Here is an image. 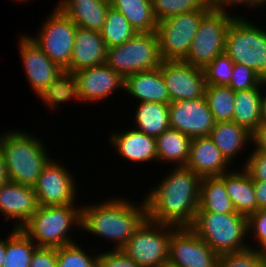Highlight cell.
Segmentation results:
<instances>
[{
    "label": "cell",
    "instance_id": "20",
    "mask_svg": "<svg viewBox=\"0 0 266 267\" xmlns=\"http://www.w3.org/2000/svg\"><path fill=\"white\" fill-rule=\"evenodd\" d=\"M235 166L224 157L209 136L191 139L186 167L201 178L219 177Z\"/></svg>",
    "mask_w": 266,
    "mask_h": 267
},
{
    "label": "cell",
    "instance_id": "38",
    "mask_svg": "<svg viewBox=\"0 0 266 267\" xmlns=\"http://www.w3.org/2000/svg\"><path fill=\"white\" fill-rule=\"evenodd\" d=\"M266 262L256 249L219 255L216 267H265Z\"/></svg>",
    "mask_w": 266,
    "mask_h": 267
},
{
    "label": "cell",
    "instance_id": "46",
    "mask_svg": "<svg viewBox=\"0 0 266 267\" xmlns=\"http://www.w3.org/2000/svg\"><path fill=\"white\" fill-rule=\"evenodd\" d=\"M253 186L258 209H266V181L253 180Z\"/></svg>",
    "mask_w": 266,
    "mask_h": 267
},
{
    "label": "cell",
    "instance_id": "25",
    "mask_svg": "<svg viewBox=\"0 0 266 267\" xmlns=\"http://www.w3.org/2000/svg\"><path fill=\"white\" fill-rule=\"evenodd\" d=\"M219 178L224 182L236 212L246 217L258 211L253 180L243 167H233Z\"/></svg>",
    "mask_w": 266,
    "mask_h": 267
},
{
    "label": "cell",
    "instance_id": "39",
    "mask_svg": "<svg viewBox=\"0 0 266 267\" xmlns=\"http://www.w3.org/2000/svg\"><path fill=\"white\" fill-rule=\"evenodd\" d=\"M262 79L245 64L234 63L229 87L234 91L262 87Z\"/></svg>",
    "mask_w": 266,
    "mask_h": 267
},
{
    "label": "cell",
    "instance_id": "26",
    "mask_svg": "<svg viewBox=\"0 0 266 267\" xmlns=\"http://www.w3.org/2000/svg\"><path fill=\"white\" fill-rule=\"evenodd\" d=\"M133 128L157 138L170 129L169 105L154 102H138L134 106ZM137 107V108H136ZM136 109V111H135Z\"/></svg>",
    "mask_w": 266,
    "mask_h": 267
},
{
    "label": "cell",
    "instance_id": "4",
    "mask_svg": "<svg viewBox=\"0 0 266 267\" xmlns=\"http://www.w3.org/2000/svg\"><path fill=\"white\" fill-rule=\"evenodd\" d=\"M81 207L82 204L38 206L21 230L38 247L70 245L78 241L74 239L72 230H81Z\"/></svg>",
    "mask_w": 266,
    "mask_h": 267
},
{
    "label": "cell",
    "instance_id": "22",
    "mask_svg": "<svg viewBox=\"0 0 266 267\" xmlns=\"http://www.w3.org/2000/svg\"><path fill=\"white\" fill-rule=\"evenodd\" d=\"M128 99L133 98L136 102H154L168 104L171 102L165 80L160 68L137 72L125 78L124 93Z\"/></svg>",
    "mask_w": 266,
    "mask_h": 267
},
{
    "label": "cell",
    "instance_id": "31",
    "mask_svg": "<svg viewBox=\"0 0 266 267\" xmlns=\"http://www.w3.org/2000/svg\"><path fill=\"white\" fill-rule=\"evenodd\" d=\"M110 5L122 13L137 33H152L157 30L151 0H110Z\"/></svg>",
    "mask_w": 266,
    "mask_h": 267
},
{
    "label": "cell",
    "instance_id": "50",
    "mask_svg": "<svg viewBox=\"0 0 266 267\" xmlns=\"http://www.w3.org/2000/svg\"><path fill=\"white\" fill-rule=\"evenodd\" d=\"M212 8L225 9V0H205Z\"/></svg>",
    "mask_w": 266,
    "mask_h": 267
},
{
    "label": "cell",
    "instance_id": "34",
    "mask_svg": "<svg viewBox=\"0 0 266 267\" xmlns=\"http://www.w3.org/2000/svg\"><path fill=\"white\" fill-rule=\"evenodd\" d=\"M100 33L106 47L109 48L123 44L137 32L122 13L110 6Z\"/></svg>",
    "mask_w": 266,
    "mask_h": 267
},
{
    "label": "cell",
    "instance_id": "16",
    "mask_svg": "<svg viewBox=\"0 0 266 267\" xmlns=\"http://www.w3.org/2000/svg\"><path fill=\"white\" fill-rule=\"evenodd\" d=\"M19 35L18 51L22 62V69L30 84L31 91L37 96L41 93L64 69L53 62L28 36Z\"/></svg>",
    "mask_w": 266,
    "mask_h": 267
},
{
    "label": "cell",
    "instance_id": "27",
    "mask_svg": "<svg viewBox=\"0 0 266 267\" xmlns=\"http://www.w3.org/2000/svg\"><path fill=\"white\" fill-rule=\"evenodd\" d=\"M191 138L175 129H168L156 138L157 163L172 165V167L186 166Z\"/></svg>",
    "mask_w": 266,
    "mask_h": 267
},
{
    "label": "cell",
    "instance_id": "13",
    "mask_svg": "<svg viewBox=\"0 0 266 267\" xmlns=\"http://www.w3.org/2000/svg\"><path fill=\"white\" fill-rule=\"evenodd\" d=\"M219 255L189 227L172 234L167 265L170 267H216Z\"/></svg>",
    "mask_w": 266,
    "mask_h": 267
},
{
    "label": "cell",
    "instance_id": "2",
    "mask_svg": "<svg viewBox=\"0 0 266 267\" xmlns=\"http://www.w3.org/2000/svg\"><path fill=\"white\" fill-rule=\"evenodd\" d=\"M118 195V196H117ZM93 202H81V233L84 231L96 238L113 244L110 249H121L140 225L147 219L144 197L137 201L117 194ZM122 195V196H121ZM113 197V198H112ZM102 201V202H101ZM137 203V204H136ZM86 204V205H85ZM115 244V245H114Z\"/></svg>",
    "mask_w": 266,
    "mask_h": 267
},
{
    "label": "cell",
    "instance_id": "29",
    "mask_svg": "<svg viewBox=\"0 0 266 267\" xmlns=\"http://www.w3.org/2000/svg\"><path fill=\"white\" fill-rule=\"evenodd\" d=\"M233 122L253 133L262 122V87L238 90Z\"/></svg>",
    "mask_w": 266,
    "mask_h": 267
},
{
    "label": "cell",
    "instance_id": "30",
    "mask_svg": "<svg viewBox=\"0 0 266 267\" xmlns=\"http://www.w3.org/2000/svg\"><path fill=\"white\" fill-rule=\"evenodd\" d=\"M197 211L238 213L227 193L224 182L219 177L201 178Z\"/></svg>",
    "mask_w": 266,
    "mask_h": 267
},
{
    "label": "cell",
    "instance_id": "36",
    "mask_svg": "<svg viewBox=\"0 0 266 267\" xmlns=\"http://www.w3.org/2000/svg\"><path fill=\"white\" fill-rule=\"evenodd\" d=\"M157 22L168 17L199 9H212L205 0H151Z\"/></svg>",
    "mask_w": 266,
    "mask_h": 267
},
{
    "label": "cell",
    "instance_id": "15",
    "mask_svg": "<svg viewBox=\"0 0 266 267\" xmlns=\"http://www.w3.org/2000/svg\"><path fill=\"white\" fill-rule=\"evenodd\" d=\"M169 123L172 129L192 139L209 136L215 121L204 96L193 100L171 101Z\"/></svg>",
    "mask_w": 266,
    "mask_h": 267
},
{
    "label": "cell",
    "instance_id": "11",
    "mask_svg": "<svg viewBox=\"0 0 266 267\" xmlns=\"http://www.w3.org/2000/svg\"><path fill=\"white\" fill-rule=\"evenodd\" d=\"M35 35H29L41 50L62 69L71 60L77 25L58 7H52Z\"/></svg>",
    "mask_w": 266,
    "mask_h": 267
},
{
    "label": "cell",
    "instance_id": "40",
    "mask_svg": "<svg viewBox=\"0 0 266 267\" xmlns=\"http://www.w3.org/2000/svg\"><path fill=\"white\" fill-rule=\"evenodd\" d=\"M247 228L249 248L256 249L266 240V209H259L249 215L247 217Z\"/></svg>",
    "mask_w": 266,
    "mask_h": 267
},
{
    "label": "cell",
    "instance_id": "8",
    "mask_svg": "<svg viewBox=\"0 0 266 267\" xmlns=\"http://www.w3.org/2000/svg\"><path fill=\"white\" fill-rule=\"evenodd\" d=\"M237 15L235 9L212 8L201 19L189 53L183 61L204 69L218 55L222 54L225 50L228 27Z\"/></svg>",
    "mask_w": 266,
    "mask_h": 267
},
{
    "label": "cell",
    "instance_id": "23",
    "mask_svg": "<svg viewBox=\"0 0 266 267\" xmlns=\"http://www.w3.org/2000/svg\"><path fill=\"white\" fill-rule=\"evenodd\" d=\"M54 6L78 27L101 32L111 5L106 0H59Z\"/></svg>",
    "mask_w": 266,
    "mask_h": 267
},
{
    "label": "cell",
    "instance_id": "9",
    "mask_svg": "<svg viewBox=\"0 0 266 267\" xmlns=\"http://www.w3.org/2000/svg\"><path fill=\"white\" fill-rule=\"evenodd\" d=\"M177 228L146 219L121 250L140 267L166 266L171 234Z\"/></svg>",
    "mask_w": 266,
    "mask_h": 267
},
{
    "label": "cell",
    "instance_id": "18",
    "mask_svg": "<svg viewBox=\"0 0 266 267\" xmlns=\"http://www.w3.org/2000/svg\"><path fill=\"white\" fill-rule=\"evenodd\" d=\"M129 129H111V134H108V143L110 146L112 145L117 156H120L119 159L122 158L125 162H130L129 164L144 163V165H148V163L153 164V162L157 164L156 138L131 126Z\"/></svg>",
    "mask_w": 266,
    "mask_h": 267
},
{
    "label": "cell",
    "instance_id": "12",
    "mask_svg": "<svg viewBox=\"0 0 266 267\" xmlns=\"http://www.w3.org/2000/svg\"><path fill=\"white\" fill-rule=\"evenodd\" d=\"M52 157L43 167L35 184L34 192L38 206L79 204L77 176L69 171L66 164ZM74 175V176H73ZM77 182V183H76ZM77 202V203H76Z\"/></svg>",
    "mask_w": 266,
    "mask_h": 267
},
{
    "label": "cell",
    "instance_id": "7",
    "mask_svg": "<svg viewBox=\"0 0 266 267\" xmlns=\"http://www.w3.org/2000/svg\"><path fill=\"white\" fill-rule=\"evenodd\" d=\"M156 32L136 33L121 45L107 48L106 64L124 79L159 68L162 62Z\"/></svg>",
    "mask_w": 266,
    "mask_h": 267
},
{
    "label": "cell",
    "instance_id": "14",
    "mask_svg": "<svg viewBox=\"0 0 266 267\" xmlns=\"http://www.w3.org/2000/svg\"><path fill=\"white\" fill-rule=\"evenodd\" d=\"M171 101L204 97V70L185 61L163 60L159 66Z\"/></svg>",
    "mask_w": 266,
    "mask_h": 267
},
{
    "label": "cell",
    "instance_id": "47",
    "mask_svg": "<svg viewBox=\"0 0 266 267\" xmlns=\"http://www.w3.org/2000/svg\"><path fill=\"white\" fill-rule=\"evenodd\" d=\"M9 176L7 174V165L5 162V156L0 148V188L7 182H9Z\"/></svg>",
    "mask_w": 266,
    "mask_h": 267
},
{
    "label": "cell",
    "instance_id": "6",
    "mask_svg": "<svg viewBox=\"0 0 266 267\" xmlns=\"http://www.w3.org/2000/svg\"><path fill=\"white\" fill-rule=\"evenodd\" d=\"M239 14L228 27L224 52L234 63L247 65L266 81V26L263 29L256 20L250 21L245 12Z\"/></svg>",
    "mask_w": 266,
    "mask_h": 267
},
{
    "label": "cell",
    "instance_id": "24",
    "mask_svg": "<svg viewBox=\"0 0 266 267\" xmlns=\"http://www.w3.org/2000/svg\"><path fill=\"white\" fill-rule=\"evenodd\" d=\"M209 137L232 165L240 160L237 157L244 154L243 151L252 148V133L233 121L215 122Z\"/></svg>",
    "mask_w": 266,
    "mask_h": 267
},
{
    "label": "cell",
    "instance_id": "51",
    "mask_svg": "<svg viewBox=\"0 0 266 267\" xmlns=\"http://www.w3.org/2000/svg\"><path fill=\"white\" fill-rule=\"evenodd\" d=\"M256 251L266 262V240H264L257 248Z\"/></svg>",
    "mask_w": 266,
    "mask_h": 267
},
{
    "label": "cell",
    "instance_id": "45",
    "mask_svg": "<svg viewBox=\"0 0 266 267\" xmlns=\"http://www.w3.org/2000/svg\"><path fill=\"white\" fill-rule=\"evenodd\" d=\"M254 150L266 152V122H261L252 133V146Z\"/></svg>",
    "mask_w": 266,
    "mask_h": 267
},
{
    "label": "cell",
    "instance_id": "28",
    "mask_svg": "<svg viewBox=\"0 0 266 267\" xmlns=\"http://www.w3.org/2000/svg\"><path fill=\"white\" fill-rule=\"evenodd\" d=\"M40 102H42L47 109H50V112L57 109L66 102L76 101L73 104L81 103L77 79L74 72H68L63 70L40 94H38ZM59 107V108H58ZM52 110V111H51Z\"/></svg>",
    "mask_w": 266,
    "mask_h": 267
},
{
    "label": "cell",
    "instance_id": "49",
    "mask_svg": "<svg viewBox=\"0 0 266 267\" xmlns=\"http://www.w3.org/2000/svg\"><path fill=\"white\" fill-rule=\"evenodd\" d=\"M3 237H0V267H2L3 265L4 257L6 253V235Z\"/></svg>",
    "mask_w": 266,
    "mask_h": 267
},
{
    "label": "cell",
    "instance_id": "32",
    "mask_svg": "<svg viewBox=\"0 0 266 267\" xmlns=\"http://www.w3.org/2000/svg\"><path fill=\"white\" fill-rule=\"evenodd\" d=\"M11 229L6 235L2 267H30L32 255L38 246L21 229Z\"/></svg>",
    "mask_w": 266,
    "mask_h": 267
},
{
    "label": "cell",
    "instance_id": "5",
    "mask_svg": "<svg viewBox=\"0 0 266 267\" xmlns=\"http://www.w3.org/2000/svg\"><path fill=\"white\" fill-rule=\"evenodd\" d=\"M189 228L218 255L249 248L247 217L242 214L197 211Z\"/></svg>",
    "mask_w": 266,
    "mask_h": 267
},
{
    "label": "cell",
    "instance_id": "44",
    "mask_svg": "<svg viewBox=\"0 0 266 267\" xmlns=\"http://www.w3.org/2000/svg\"><path fill=\"white\" fill-rule=\"evenodd\" d=\"M237 6H239L240 8L242 7V9L243 7H245L244 9L248 8L249 10H258L260 8L263 9L264 7L266 8V0H225V9H237L239 8Z\"/></svg>",
    "mask_w": 266,
    "mask_h": 267
},
{
    "label": "cell",
    "instance_id": "43",
    "mask_svg": "<svg viewBox=\"0 0 266 267\" xmlns=\"http://www.w3.org/2000/svg\"><path fill=\"white\" fill-rule=\"evenodd\" d=\"M30 267H57V248L38 247L32 255Z\"/></svg>",
    "mask_w": 266,
    "mask_h": 267
},
{
    "label": "cell",
    "instance_id": "17",
    "mask_svg": "<svg viewBox=\"0 0 266 267\" xmlns=\"http://www.w3.org/2000/svg\"><path fill=\"white\" fill-rule=\"evenodd\" d=\"M81 104L108 101L116 89L124 92L125 79L106 63L74 72ZM109 97V98H108Z\"/></svg>",
    "mask_w": 266,
    "mask_h": 267
},
{
    "label": "cell",
    "instance_id": "1",
    "mask_svg": "<svg viewBox=\"0 0 266 267\" xmlns=\"http://www.w3.org/2000/svg\"><path fill=\"white\" fill-rule=\"evenodd\" d=\"M162 176L142 196L147 206V219L178 228L190 227L199 206L201 177L186 166H171Z\"/></svg>",
    "mask_w": 266,
    "mask_h": 267
},
{
    "label": "cell",
    "instance_id": "3",
    "mask_svg": "<svg viewBox=\"0 0 266 267\" xmlns=\"http://www.w3.org/2000/svg\"><path fill=\"white\" fill-rule=\"evenodd\" d=\"M5 130L0 131V148L5 156L9 180L34 187L43 167L53 157L50 149L37 134L18 128Z\"/></svg>",
    "mask_w": 266,
    "mask_h": 267
},
{
    "label": "cell",
    "instance_id": "42",
    "mask_svg": "<svg viewBox=\"0 0 266 267\" xmlns=\"http://www.w3.org/2000/svg\"><path fill=\"white\" fill-rule=\"evenodd\" d=\"M99 251L98 267H140L131 257L121 249H109V246Z\"/></svg>",
    "mask_w": 266,
    "mask_h": 267
},
{
    "label": "cell",
    "instance_id": "21",
    "mask_svg": "<svg viewBox=\"0 0 266 267\" xmlns=\"http://www.w3.org/2000/svg\"><path fill=\"white\" fill-rule=\"evenodd\" d=\"M107 47L100 32L77 27L69 65L64 69L75 72L105 64Z\"/></svg>",
    "mask_w": 266,
    "mask_h": 267
},
{
    "label": "cell",
    "instance_id": "41",
    "mask_svg": "<svg viewBox=\"0 0 266 267\" xmlns=\"http://www.w3.org/2000/svg\"><path fill=\"white\" fill-rule=\"evenodd\" d=\"M245 161L240 163L251 176L252 180L266 181V152L254 150L247 151ZM242 164V165H241Z\"/></svg>",
    "mask_w": 266,
    "mask_h": 267
},
{
    "label": "cell",
    "instance_id": "35",
    "mask_svg": "<svg viewBox=\"0 0 266 267\" xmlns=\"http://www.w3.org/2000/svg\"><path fill=\"white\" fill-rule=\"evenodd\" d=\"M85 250L80 242L58 247L57 267H98L99 252H93L94 248L90 250L88 247Z\"/></svg>",
    "mask_w": 266,
    "mask_h": 267
},
{
    "label": "cell",
    "instance_id": "19",
    "mask_svg": "<svg viewBox=\"0 0 266 267\" xmlns=\"http://www.w3.org/2000/svg\"><path fill=\"white\" fill-rule=\"evenodd\" d=\"M37 208L33 187L9 181L0 188V216H3L5 221L13 223L12 228L21 229Z\"/></svg>",
    "mask_w": 266,
    "mask_h": 267
},
{
    "label": "cell",
    "instance_id": "10",
    "mask_svg": "<svg viewBox=\"0 0 266 267\" xmlns=\"http://www.w3.org/2000/svg\"><path fill=\"white\" fill-rule=\"evenodd\" d=\"M211 9H199L168 17L157 24L162 60L183 61L190 50L201 19Z\"/></svg>",
    "mask_w": 266,
    "mask_h": 267
},
{
    "label": "cell",
    "instance_id": "33",
    "mask_svg": "<svg viewBox=\"0 0 266 267\" xmlns=\"http://www.w3.org/2000/svg\"><path fill=\"white\" fill-rule=\"evenodd\" d=\"M236 91L226 85H206L205 98L215 122L232 121Z\"/></svg>",
    "mask_w": 266,
    "mask_h": 267
},
{
    "label": "cell",
    "instance_id": "52",
    "mask_svg": "<svg viewBox=\"0 0 266 267\" xmlns=\"http://www.w3.org/2000/svg\"><path fill=\"white\" fill-rule=\"evenodd\" d=\"M12 1H15V2H20V3H24L25 1H26V3L28 2V1H31V0H12ZM34 0H32V2H33Z\"/></svg>",
    "mask_w": 266,
    "mask_h": 267
},
{
    "label": "cell",
    "instance_id": "48",
    "mask_svg": "<svg viewBox=\"0 0 266 267\" xmlns=\"http://www.w3.org/2000/svg\"><path fill=\"white\" fill-rule=\"evenodd\" d=\"M262 122H266V81L262 84Z\"/></svg>",
    "mask_w": 266,
    "mask_h": 267
},
{
    "label": "cell",
    "instance_id": "37",
    "mask_svg": "<svg viewBox=\"0 0 266 267\" xmlns=\"http://www.w3.org/2000/svg\"><path fill=\"white\" fill-rule=\"evenodd\" d=\"M234 62L223 52L218 55L203 70L206 85H226L228 86L232 77Z\"/></svg>",
    "mask_w": 266,
    "mask_h": 267
}]
</instances>
